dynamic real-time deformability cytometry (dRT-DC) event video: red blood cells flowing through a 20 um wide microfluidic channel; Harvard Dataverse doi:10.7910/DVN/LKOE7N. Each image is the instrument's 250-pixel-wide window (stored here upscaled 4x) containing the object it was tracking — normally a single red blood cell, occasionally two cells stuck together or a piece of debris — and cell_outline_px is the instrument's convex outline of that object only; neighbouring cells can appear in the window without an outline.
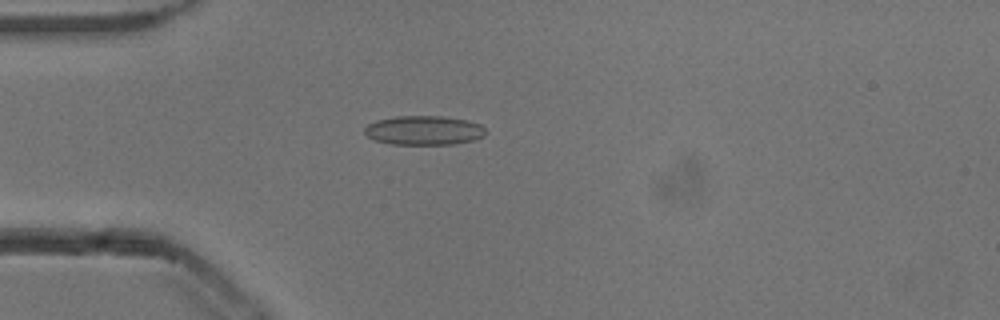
{"species": "common noctule bat (a hibernating species)", "species_latin": "Nyctalus noctula", "temperature_condition": "cold", "stored_images_in_passage": 50, "camera_frame_rate_fps": 3000, "um_per_image_px": 0.085, "animal": {"sex": "male", "body_mass_g": 13.3}, "frame": {"image": 1, "passage_image": 11, "time_ms": 3.333, "image_size_px": [1000, 320], "cell_outline_px": [[488, 132], [484, 136], [472, 140], [456, 144], [392, 144], [376, 140], [368, 136], [364, 132], [364, 128], [368, 124], [376, 120], [396, 116], [440, 116], [468, 120], [480, 124]], "centroid_in_image_um": [36.05, 11.07], "position_along_channel_um": 48.9, "area_um2": 20.63}}
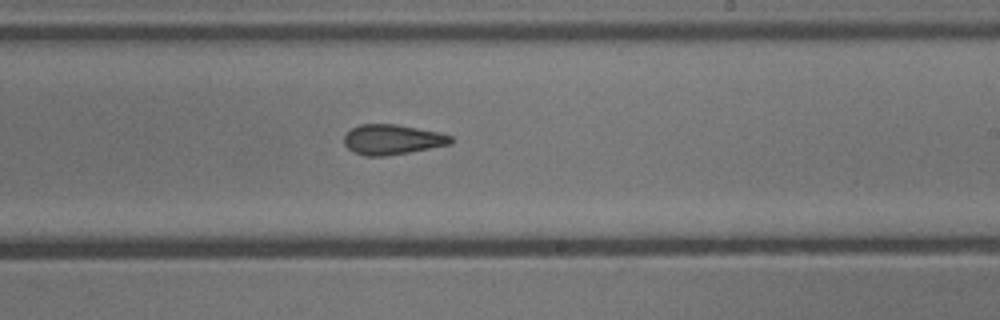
{"frame": {"image": 2, "passage_image": 28, "time_ms": 9.0, "image_size_px": [1000, 320], "cell_outline_px": [[452, 144], [408, 152], [384, 156], [364, 156], [348, 148], [344, 144], [344, 136], [352, 128], [360, 124], [396, 124], [440, 132], [452, 136]], "centroid_in_image_um": [33.36, 11.85], "position_along_channel_um": 255.6, "area_um2": 18.61}}
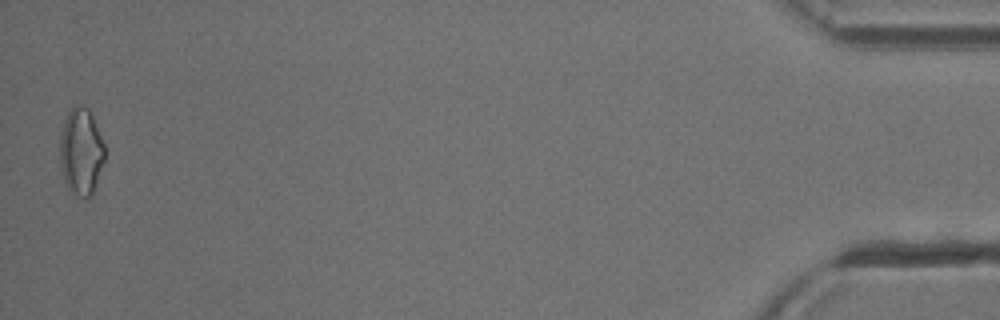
{"frame": {"image": 3, "passage_image": 49, "time_ms": 16.0, "image_size_px": [1000, 320], "cell_outline_px": [[104, 160], [92, 196], [88, 200], [84, 200], [68, 192], [64, 180], [60, 164], [60, 136], [64, 120], [68, 112], [76, 104], [84, 104], [92, 112], [104, 144]], "centroid_in_image_um": [6.89, 12.91], "position_along_channel_um": 428.3, "area_um2": 23.29}, "authors_computed_cell_mechanics": {"area_um2": 19.4208, "velocity_mm_per_s": 3.8518, "shape_relaxation_time_tau1_ms": null, "shape_relaxation_time_tau2_ms": 3.3702, "deformation_change_tau1": null, "deformation_change_tau2": 0.1085}}